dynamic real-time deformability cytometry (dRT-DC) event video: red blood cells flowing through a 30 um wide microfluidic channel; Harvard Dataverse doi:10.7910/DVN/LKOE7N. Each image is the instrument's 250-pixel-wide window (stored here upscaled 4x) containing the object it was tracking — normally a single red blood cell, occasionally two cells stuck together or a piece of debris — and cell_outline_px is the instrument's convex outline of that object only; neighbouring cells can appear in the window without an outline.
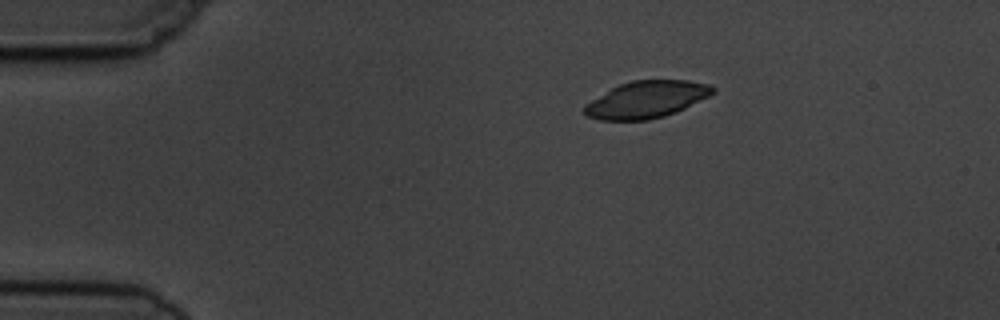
{"species": "common noctule bat (a hibernating species)", "species_latin": "Nyctalus noctula", "temperature_condition": "cold", "stored_images_in_passage": 4, "camera_frame_rate_fps": 3000, "um_per_image_px": 0.085, "animal": {"sex": "male", "body_mass_g": 19.5, "forearm_length_mm": 54.6}, "frame": {"image": 1, "passage_image": 1, "time_ms": 0.0, "image_size_px": [1000, 320], "cell_outline_px": [[716, 92], [676, 112], [664, 116], [648, 120], [600, 120], [588, 116], [584, 112], [584, 104], [612, 88], [620, 84], [632, 80], [688, 80], [708, 84], [716, 88]], "centroid_in_image_um": [54.96, 8.45], "position_along_channel_um": 30.0, "area_um2": 27.46}}
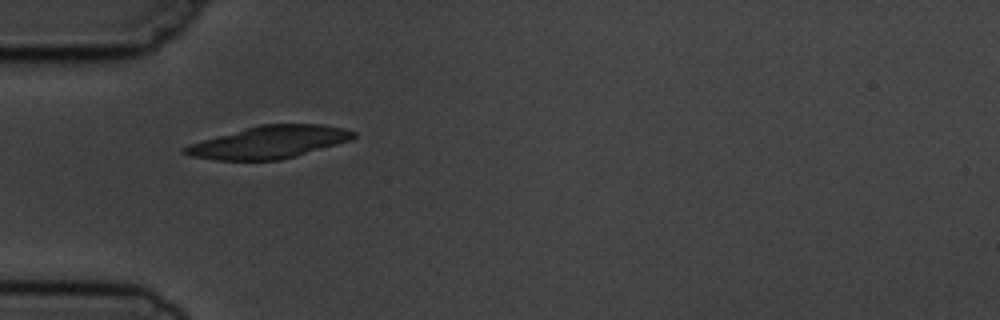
{"frame": {"image": 2, "passage_image": 3, "time_ms": 2.333, "image_size_px": [1000, 320], "cell_outline_px": [[356, 136], [352, 140], [296, 156], [280, 160], [216, 160], [188, 156], [180, 152], [180, 148], [188, 144], [260, 124], [320, 124], [344, 128], [356, 132]], "centroid_in_image_um": [22.85, 12.09], "position_along_channel_um": 62.1, "area_um2": 31.96}}